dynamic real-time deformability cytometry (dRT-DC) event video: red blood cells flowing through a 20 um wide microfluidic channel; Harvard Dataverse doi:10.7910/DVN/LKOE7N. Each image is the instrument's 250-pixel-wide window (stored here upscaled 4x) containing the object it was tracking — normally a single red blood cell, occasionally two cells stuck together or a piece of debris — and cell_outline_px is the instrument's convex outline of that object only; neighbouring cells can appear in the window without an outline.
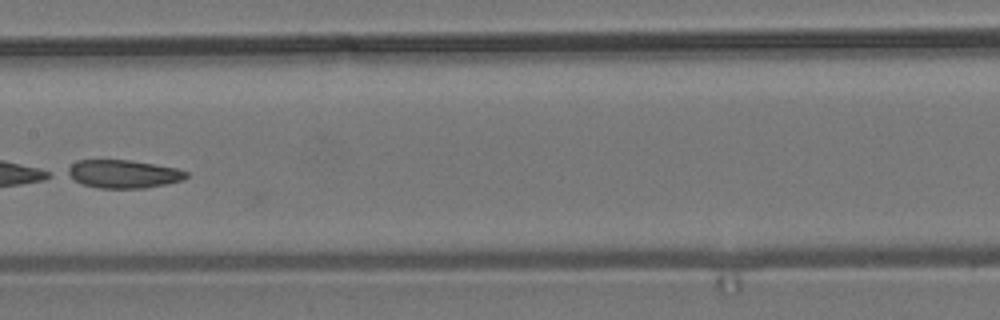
{"species": "common noctule bat (a hibernating species)", "species_latin": "Nyctalus noctula", "temperature_condition": "room temperature", "stored_images_in_passage": 8, "camera_frame_rate_fps": 3000, "um_per_image_px": 0.085, "animal": {"sex": "male", "body_mass_g": 19.2, "forearm_length_mm": 51.8}, "frame": {"image": 1, "passage_image": 7, "time_ms": 8.333, "image_size_px": [1000, 320], "cell_outline_px": [[188, 176], [184, 180], [168, 184], [144, 188], [100, 188], [80, 184], [60, 172], [76, 160], [132, 160], [176, 168], [188, 172]], "centroid_in_image_um": [10.4, 14.78], "position_along_channel_um": 197.0, "area_um2": 20.0}}
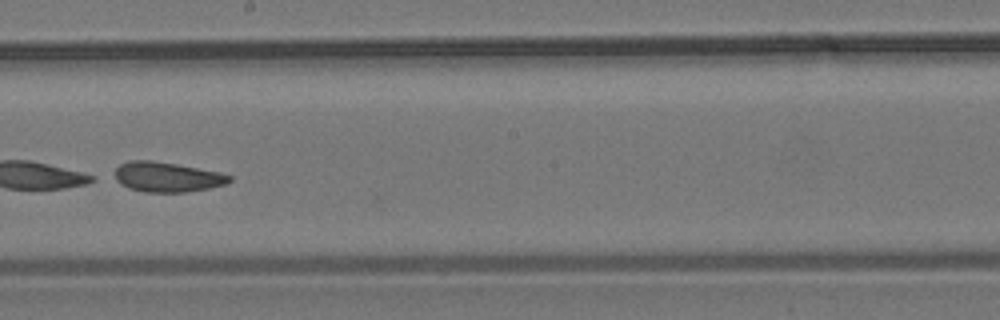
{"frame": {"image": 2, "passage_image": 8, "time_ms": 9.333, "image_size_px": [1000, 320], "cell_outline_px": [[232, 180], [228, 184], [208, 188], [184, 192], [144, 192], [128, 188], [112, 180], [108, 176], [120, 164], [128, 160], [152, 160], [176, 164], [220, 172], [232, 176]], "centroid_in_image_um": [14.11, 15.04], "position_along_channel_um": 234.1, "area_um2": 20.52}}